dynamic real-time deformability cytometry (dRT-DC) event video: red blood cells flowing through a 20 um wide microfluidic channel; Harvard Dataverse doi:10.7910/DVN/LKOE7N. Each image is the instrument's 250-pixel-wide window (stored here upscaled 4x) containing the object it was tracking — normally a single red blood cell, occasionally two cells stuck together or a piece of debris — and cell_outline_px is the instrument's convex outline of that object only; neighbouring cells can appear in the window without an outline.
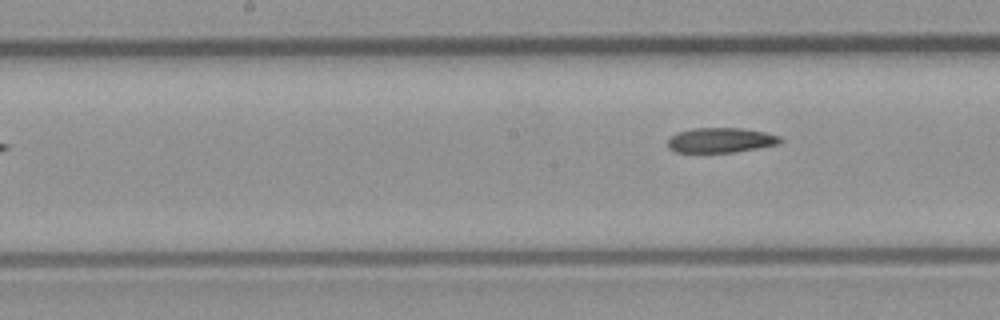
{"species": "common noctule bat (a hibernating species)", "species_latin": "Nyctalus noctula", "temperature_condition": "room temperature", "stored_images_in_passage": 7, "camera_frame_rate_fps": 3000, "um_per_image_px": 0.085, "animal": {"sex": "male", "body_mass_g": 23.1, "forearm_length_mm": 52.7}, "frame": {"image": 1, "passage_image": 7, "time_ms": 2.0, "image_size_px": [1000, 320], "cell_outline_px": [[784, 140], [776, 144], [756, 148], [732, 152], [676, 152], [668, 148], [668, 140], [676, 132], [692, 128], [740, 128], [764, 132], [780, 136]], "centroid_in_image_um": [61.23, 11.91], "position_along_channel_um": 187.0, "area_um2": 16.18}}